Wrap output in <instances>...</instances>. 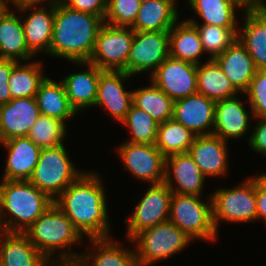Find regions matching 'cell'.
Wrapping results in <instances>:
<instances>
[{
	"label": "cell",
	"instance_id": "obj_31",
	"mask_svg": "<svg viewBox=\"0 0 266 266\" xmlns=\"http://www.w3.org/2000/svg\"><path fill=\"white\" fill-rule=\"evenodd\" d=\"M197 93L214 101L232 98L241 93L226 77L214 59L197 65Z\"/></svg>",
	"mask_w": 266,
	"mask_h": 266
},
{
	"label": "cell",
	"instance_id": "obj_19",
	"mask_svg": "<svg viewBox=\"0 0 266 266\" xmlns=\"http://www.w3.org/2000/svg\"><path fill=\"white\" fill-rule=\"evenodd\" d=\"M238 95L215 101L213 133L224 141L240 139L248 133L250 116Z\"/></svg>",
	"mask_w": 266,
	"mask_h": 266
},
{
	"label": "cell",
	"instance_id": "obj_43",
	"mask_svg": "<svg viewBox=\"0 0 266 266\" xmlns=\"http://www.w3.org/2000/svg\"><path fill=\"white\" fill-rule=\"evenodd\" d=\"M17 63L15 60L0 59V105L12 100L8 81L12 69Z\"/></svg>",
	"mask_w": 266,
	"mask_h": 266
},
{
	"label": "cell",
	"instance_id": "obj_23",
	"mask_svg": "<svg viewBox=\"0 0 266 266\" xmlns=\"http://www.w3.org/2000/svg\"><path fill=\"white\" fill-rule=\"evenodd\" d=\"M214 60L220 66L226 77L244 94L255 75L257 68L252 57L248 54L245 45L238 39Z\"/></svg>",
	"mask_w": 266,
	"mask_h": 266
},
{
	"label": "cell",
	"instance_id": "obj_4",
	"mask_svg": "<svg viewBox=\"0 0 266 266\" xmlns=\"http://www.w3.org/2000/svg\"><path fill=\"white\" fill-rule=\"evenodd\" d=\"M24 233L49 261L80 258L81 253H74L70 249L72 245L82 242L83 236L55 203L39 216ZM58 251V258L53 257Z\"/></svg>",
	"mask_w": 266,
	"mask_h": 266
},
{
	"label": "cell",
	"instance_id": "obj_25",
	"mask_svg": "<svg viewBox=\"0 0 266 266\" xmlns=\"http://www.w3.org/2000/svg\"><path fill=\"white\" fill-rule=\"evenodd\" d=\"M16 13L8 7L0 16V59L29 62L34 54L27 47L22 20Z\"/></svg>",
	"mask_w": 266,
	"mask_h": 266
},
{
	"label": "cell",
	"instance_id": "obj_29",
	"mask_svg": "<svg viewBox=\"0 0 266 266\" xmlns=\"http://www.w3.org/2000/svg\"><path fill=\"white\" fill-rule=\"evenodd\" d=\"M36 101L40 115L60 120L66 124L68 119L77 115L71 107L65 86L62 81L59 83L46 77L40 84L36 93Z\"/></svg>",
	"mask_w": 266,
	"mask_h": 266
},
{
	"label": "cell",
	"instance_id": "obj_36",
	"mask_svg": "<svg viewBox=\"0 0 266 266\" xmlns=\"http://www.w3.org/2000/svg\"><path fill=\"white\" fill-rule=\"evenodd\" d=\"M200 35L202 48L209 53L208 59H214L225 52L238 37V27H220L211 24H198L194 18H188Z\"/></svg>",
	"mask_w": 266,
	"mask_h": 266
},
{
	"label": "cell",
	"instance_id": "obj_13",
	"mask_svg": "<svg viewBox=\"0 0 266 266\" xmlns=\"http://www.w3.org/2000/svg\"><path fill=\"white\" fill-rule=\"evenodd\" d=\"M150 78L173 101L197 93V64L188 61L169 56Z\"/></svg>",
	"mask_w": 266,
	"mask_h": 266
},
{
	"label": "cell",
	"instance_id": "obj_22",
	"mask_svg": "<svg viewBox=\"0 0 266 266\" xmlns=\"http://www.w3.org/2000/svg\"><path fill=\"white\" fill-rule=\"evenodd\" d=\"M76 65L87 68L82 72L69 73L61 79L63 82L67 97L71 107L78 112L83 111L95 105L98 90V80L100 73L103 71L90 62H72Z\"/></svg>",
	"mask_w": 266,
	"mask_h": 266
},
{
	"label": "cell",
	"instance_id": "obj_10",
	"mask_svg": "<svg viewBox=\"0 0 266 266\" xmlns=\"http://www.w3.org/2000/svg\"><path fill=\"white\" fill-rule=\"evenodd\" d=\"M172 193L164 182L151 184L136 204L131 217L125 219L127 240L147 228L169 221Z\"/></svg>",
	"mask_w": 266,
	"mask_h": 266
},
{
	"label": "cell",
	"instance_id": "obj_17",
	"mask_svg": "<svg viewBox=\"0 0 266 266\" xmlns=\"http://www.w3.org/2000/svg\"><path fill=\"white\" fill-rule=\"evenodd\" d=\"M205 179L188 152L166 157L164 183L173 193L201 196Z\"/></svg>",
	"mask_w": 266,
	"mask_h": 266
},
{
	"label": "cell",
	"instance_id": "obj_32",
	"mask_svg": "<svg viewBox=\"0 0 266 266\" xmlns=\"http://www.w3.org/2000/svg\"><path fill=\"white\" fill-rule=\"evenodd\" d=\"M24 63V64H23ZM42 63L18 62L12 69L8 85L12 99L35 97L40 84L45 80Z\"/></svg>",
	"mask_w": 266,
	"mask_h": 266
},
{
	"label": "cell",
	"instance_id": "obj_12",
	"mask_svg": "<svg viewBox=\"0 0 266 266\" xmlns=\"http://www.w3.org/2000/svg\"><path fill=\"white\" fill-rule=\"evenodd\" d=\"M116 151L124 163V169H128L137 179L150 185L164 182L166 157L155 144L125 142Z\"/></svg>",
	"mask_w": 266,
	"mask_h": 266
},
{
	"label": "cell",
	"instance_id": "obj_48",
	"mask_svg": "<svg viewBox=\"0 0 266 266\" xmlns=\"http://www.w3.org/2000/svg\"><path fill=\"white\" fill-rule=\"evenodd\" d=\"M258 10L266 17V1L260 0Z\"/></svg>",
	"mask_w": 266,
	"mask_h": 266
},
{
	"label": "cell",
	"instance_id": "obj_39",
	"mask_svg": "<svg viewBox=\"0 0 266 266\" xmlns=\"http://www.w3.org/2000/svg\"><path fill=\"white\" fill-rule=\"evenodd\" d=\"M142 0H107L104 23L114 27H132Z\"/></svg>",
	"mask_w": 266,
	"mask_h": 266
},
{
	"label": "cell",
	"instance_id": "obj_7",
	"mask_svg": "<svg viewBox=\"0 0 266 266\" xmlns=\"http://www.w3.org/2000/svg\"><path fill=\"white\" fill-rule=\"evenodd\" d=\"M207 202L200 196L172 193L169 221L189 237L215 241L218 232L213 222L212 198Z\"/></svg>",
	"mask_w": 266,
	"mask_h": 266
},
{
	"label": "cell",
	"instance_id": "obj_35",
	"mask_svg": "<svg viewBox=\"0 0 266 266\" xmlns=\"http://www.w3.org/2000/svg\"><path fill=\"white\" fill-rule=\"evenodd\" d=\"M196 136L182 124L170 119L158 125L155 146L165 157L186 153Z\"/></svg>",
	"mask_w": 266,
	"mask_h": 266
},
{
	"label": "cell",
	"instance_id": "obj_8",
	"mask_svg": "<svg viewBox=\"0 0 266 266\" xmlns=\"http://www.w3.org/2000/svg\"><path fill=\"white\" fill-rule=\"evenodd\" d=\"M210 195L217 232L221 221L247 223L256 220V176H250L241 185L217 189Z\"/></svg>",
	"mask_w": 266,
	"mask_h": 266
},
{
	"label": "cell",
	"instance_id": "obj_15",
	"mask_svg": "<svg viewBox=\"0 0 266 266\" xmlns=\"http://www.w3.org/2000/svg\"><path fill=\"white\" fill-rule=\"evenodd\" d=\"M215 101L202 94H194L174 101L172 119L195 135L213 133Z\"/></svg>",
	"mask_w": 266,
	"mask_h": 266
},
{
	"label": "cell",
	"instance_id": "obj_3",
	"mask_svg": "<svg viewBox=\"0 0 266 266\" xmlns=\"http://www.w3.org/2000/svg\"><path fill=\"white\" fill-rule=\"evenodd\" d=\"M53 203L29 180L1 179L0 223L3 231L24 233ZM8 214L13 218L6 221L4 218Z\"/></svg>",
	"mask_w": 266,
	"mask_h": 266
},
{
	"label": "cell",
	"instance_id": "obj_9",
	"mask_svg": "<svg viewBox=\"0 0 266 266\" xmlns=\"http://www.w3.org/2000/svg\"><path fill=\"white\" fill-rule=\"evenodd\" d=\"M135 30L131 27H114L104 23L98 31L93 53L88 62L101 70L124 71Z\"/></svg>",
	"mask_w": 266,
	"mask_h": 266
},
{
	"label": "cell",
	"instance_id": "obj_1",
	"mask_svg": "<svg viewBox=\"0 0 266 266\" xmlns=\"http://www.w3.org/2000/svg\"><path fill=\"white\" fill-rule=\"evenodd\" d=\"M97 172L84 171L54 203L87 239L110 238L106 191Z\"/></svg>",
	"mask_w": 266,
	"mask_h": 266
},
{
	"label": "cell",
	"instance_id": "obj_20",
	"mask_svg": "<svg viewBox=\"0 0 266 266\" xmlns=\"http://www.w3.org/2000/svg\"><path fill=\"white\" fill-rule=\"evenodd\" d=\"M33 9V10H32ZM32 10L22 19L25 41L28 49L35 55L45 52L50 56L55 6H36L16 9L19 13Z\"/></svg>",
	"mask_w": 266,
	"mask_h": 266
},
{
	"label": "cell",
	"instance_id": "obj_44",
	"mask_svg": "<svg viewBox=\"0 0 266 266\" xmlns=\"http://www.w3.org/2000/svg\"><path fill=\"white\" fill-rule=\"evenodd\" d=\"M256 219L266 223V187L256 177Z\"/></svg>",
	"mask_w": 266,
	"mask_h": 266
},
{
	"label": "cell",
	"instance_id": "obj_47",
	"mask_svg": "<svg viewBox=\"0 0 266 266\" xmlns=\"http://www.w3.org/2000/svg\"><path fill=\"white\" fill-rule=\"evenodd\" d=\"M47 266H85V265L81 262L80 259H74V260H55V261L52 260L48 262Z\"/></svg>",
	"mask_w": 266,
	"mask_h": 266
},
{
	"label": "cell",
	"instance_id": "obj_49",
	"mask_svg": "<svg viewBox=\"0 0 266 266\" xmlns=\"http://www.w3.org/2000/svg\"><path fill=\"white\" fill-rule=\"evenodd\" d=\"M8 7L9 6L6 0H0V16Z\"/></svg>",
	"mask_w": 266,
	"mask_h": 266
},
{
	"label": "cell",
	"instance_id": "obj_40",
	"mask_svg": "<svg viewBox=\"0 0 266 266\" xmlns=\"http://www.w3.org/2000/svg\"><path fill=\"white\" fill-rule=\"evenodd\" d=\"M248 97L251 113L254 118L266 117V70H257L248 90L244 93Z\"/></svg>",
	"mask_w": 266,
	"mask_h": 266
},
{
	"label": "cell",
	"instance_id": "obj_24",
	"mask_svg": "<svg viewBox=\"0 0 266 266\" xmlns=\"http://www.w3.org/2000/svg\"><path fill=\"white\" fill-rule=\"evenodd\" d=\"M49 260L25 233L3 232L0 237V266H47Z\"/></svg>",
	"mask_w": 266,
	"mask_h": 266
},
{
	"label": "cell",
	"instance_id": "obj_26",
	"mask_svg": "<svg viewBox=\"0 0 266 266\" xmlns=\"http://www.w3.org/2000/svg\"><path fill=\"white\" fill-rule=\"evenodd\" d=\"M177 0H142L131 27L135 31H169L179 20Z\"/></svg>",
	"mask_w": 266,
	"mask_h": 266
},
{
	"label": "cell",
	"instance_id": "obj_51",
	"mask_svg": "<svg viewBox=\"0 0 266 266\" xmlns=\"http://www.w3.org/2000/svg\"><path fill=\"white\" fill-rule=\"evenodd\" d=\"M3 232L4 231H3V228H2L1 223H0V237H1V235H2Z\"/></svg>",
	"mask_w": 266,
	"mask_h": 266
},
{
	"label": "cell",
	"instance_id": "obj_28",
	"mask_svg": "<svg viewBox=\"0 0 266 266\" xmlns=\"http://www.w3.org/2000/svg\"><path fill=\"white\" fill-rule=\"evenodd\" d=\"M238 39L245 45L257 70H266V17L259 10L244 11Z\"/></svg>",
	"mask_w": 266,
	"mask_h": 266
},
{
	"label": "cell",
	"instance_id": "obj_5",
	"mask_svg": "<svg viewBox=\"0 0 266 266\" xmlns=\"http://www.w3.org/2000/svg\"><path fill=\"white\" fill-rule=\"evenodd\" d=\"M192 240L178 226L167 221L141 231L129 243L134 242L138 266H149L176 255Z\"/></svg>",
	"mask_w": 266,
	"mask_h": 266
},
{
	"label": "cell",
	"instance_id": "obj_2",
	"mask_svg": "<svg viewBox=\"0 0 266 266\" xmlns=\"http://www.w3.org/2000/svg\"><path fill=\"white\" fill-rule=\"evenodd\" d=\"M104 19L71 9L63 2L55 6L50 56L69 62H87L93 53Z\"/></svg>",
	"mask_w": 266,
	"mask_h": 266
},
{
	"label": "cell",
	"instance_id": "obj_33",
	"mask_svg": "<svg viewBox=\"0 0 266 266\" xmlns=\"http://www.w3.org/2000/svg\"><path fill=\"white\" fill-rule=\"evenodd\" d=\"M148 87L133 90L132 104L148 113L159 124L172 119L174 101L152 81Z\"/></svg>",
	"mask_w": 266,
	"mask_h": 266
},
{
	"label": "cell",
	"instance_id": "obj_27",
	"mask_svg": "<svg viewBox=\"0 0 266 266\" xmlns=\"http://www.w3.org/2000/svg\"><path fill=\"white\" fill-rule=\"evenodd\" d=\"M89 242L93 249L90 247L89 252L81 253L79 258L85 266H138L135 250L124 249L118 240L98 238Z\"/></svg>",
	"mask_w": 266,
	"mask_h": 266
},
{
	"label": "cell",
	"instance_id": "obj_45",
	"mask_svg": "<svg viewBox=\"0 0 266 266\" xmlns=\"http://www.w3.org/2000/svg\"><path fill=\"white\" fill-rule=\"evenodd\" d=\"M9 6V3L12 4L13 7H15V9H24L27 7H37L38 6H42L40 5V3L42 4L43 2L47 1L46 3L47 6H56L59 3L63 2V0H6ZM39 4V5H38Z\"/></svg>",
	"mask_w": 266,
	"mask_h": 266
},
{
	"label": "cell",
	"instance_id": "obj_34",
	"mask_svg": "<svg viewBox=\"0 0 266 266\" xmlns=\"http://www.w3.org/2000/svg\"><path fill=\"white\" fill-rule=\"evenodd\" d=\"M192 11L199 15L201 24L237 27L236 10L240 7L232 0H187Z\"/></svg>",
	"mask_w": 266,
	"mask_h": 266
},
{
	"label": "cell",
	"instance_id": "obj_11",
	"mask_svg": "<svg viewBox=\"0 0 266 266\" xmlns=\"http://www.w3.org/2000/svg\"><path fill=\"white\" fill-rule=\"evenodd\" d=\"M169 57V31H135L127 60V74L150 75Z\"/></svg>",
	"mask_w": 266,
	"mask_h": 266
},
{
	"label": "cell",
	"instance_id": "obj_18",
	"mask_svg": "<svg viewBox=\"0 0 266 266\" xmlns=\"http://www.w3.org/2000/svg\"><path fill=\"white\" fill-rule=\"evenodd\" d=\"M227 145V141L217 135H197L188 153L206 178L225 176L228 172Z\"/></svg>",
	"mask_w": 266,
	"mask_h": 266
},
{
	"label": "cell",
	"instance_id": "obj_14",
	"mask_svg": "<svg viewBox=\"0 0 266 266\" xmlns=\"http://www.w3.org/2000/svg\"><path fill=\"white\" fill-rule=\"evenodd\" d=\"M132 76L124 71L103 70L98 80L95 106H102L111 117L121 123L132 105L133 91H127L124 83Z\"/></svg>",
	"mask_w": 266,
	"mask_h": 266
},
{
	"label": "cell",
	"instance_id": "obj_38",
	"mask_svg": "<svg viewBox=\"0 0 266 266\" xmlns=\"http://www.w3.org/2000/svg\"><path fill=\"white\" fill-rule=\"evenodd\" d=\"M66 131L64 122L40 115L27 137L41 149L52 148L63 144Z\"/></svg>",
	"mask_w": 266,
	"mask_h": 266
},
{
	"label": "cell",
	"instance_id": "obj_50",
	"mask_svg": "<svg viewBox=\"0 0 266 266\" xmlns=\"http://www.w3.org/2000/svg\"><path fill=\"white\" fill-rule=\"evenodd\" d=\"M257 179L266 187V173L255 175Z\"/></svg>",
	"mask_w": 266,
	"mask_h": 266
},
{
	"label": "cell",
	"instance_id": "obj_42",
	"mask_svg": "<svg viewBox=\"0 0 266 266\" xmlns=\"http://www.w3.org/2000/svg\"><path fill=\"white\" fill-rule=\"evenodd\" d=\"M257 119L258 122L253 128V133L247 139L248 145L251 150L266 156V117Z\"/></svg>",
	"mask_w": 266,
	"mask_h": 266
},
{
	"label": "cell",
	"instance_id": "obj_46",
	"mask_svg": "<svg viewBox=\"0 0 266 266\" xmlns=\"http://www.w3.org/2000/svg\"><path fill=\"white\" fill-rule=\"evenodd\" d=\"M245 11L258 10L260 0H232Z\"/></svg>",
	"mask_w": 266,
	"mask_h": 266
},
{
	"label": "cell",
	"instance_id": "obj_21",
	"mask_svg": "<svg viewBox=\"0 0 266 266\" xmlns=\"http://www.w3.org/2000/svg\"><path fill=\"white\" fill-rule=\"evenodd\" d=\"M0 144L8 151L2 180H29L41 148L28 137H15Z\"/></svg>",
	"mask_w": 266,
	"mask_h": 266
},
{
	"label": "cell",
	"instance_id": "obj_37",
	"mask_svg": "<svg viewBox=\"0 0 266 266\" xmlns=\"http://www.w3.org/2000/svg\"><path fill=\"white\" fill-rule=\"evenodd\" d=\"M120 124L130 130L131 138L126 142L134 144L156 143L159 123L148 113L133 104L125 119Z\"/></svg>",
	"mask_w": 266,
	"mask_h": 266
},
{
	"label": "cell",
	"instance_id": "obj_6",
	"mask_svg": "<svg viewBox=\"0 0 266 266\" xmlns=\"http://www.w3.org/2000/svg\"><path fill=\"white\" fill-rule=\"evenodd\" d=\"M65 145L41 149L29 181L53 201L82 173L70 160Z\"/></svg>",
	"mask_w": 266,
	"mask_h": 266
},
{
	"label": "cell",
	"instance_id": "obj_30",
	"mask_svg": "<svg viewBox=\"0 0 266 266\" xmlns=\"http://www.w3.org/2000/svg\"><path fill=\"white\" fill-rule=\"evenodd\" d=\"M203 54L196 26L186 19L177 21L169 30V56L198 65Z\"/></svg>",
	"mask_w": 266,
	"mask_h": 266
},
{
	"label": "cell",
	"instance_id": "obj_41",
	"mask_svg": "<svg viewBox=\"0 0 266 266\" xmlns=\"http://www.w3.org/2000/svg\"><path fill=\"white\" fill-rule=\"evenodd\" d=\"M63 3L73 10L94 14L103 19L107 10V0H63Z\"/></svg>",
	"mask_w": 266,
	"mask_h": 266
},
{
	"label": "cell",
	"instance_id": "obj_16",
	"mask_svg": "<svg viewBox=\"0 0 266 266\" xmlns=\"http://www.w3.org/2000/svg\"><path fill=\"white\" fill-rule=\"evenodd\" d=\"M39 116L35 97L12 99L0 105V143L15 137H27Z\"/></svg>",
	"mask_w": 266,
	"mask_h": 266
}]
</instances>
